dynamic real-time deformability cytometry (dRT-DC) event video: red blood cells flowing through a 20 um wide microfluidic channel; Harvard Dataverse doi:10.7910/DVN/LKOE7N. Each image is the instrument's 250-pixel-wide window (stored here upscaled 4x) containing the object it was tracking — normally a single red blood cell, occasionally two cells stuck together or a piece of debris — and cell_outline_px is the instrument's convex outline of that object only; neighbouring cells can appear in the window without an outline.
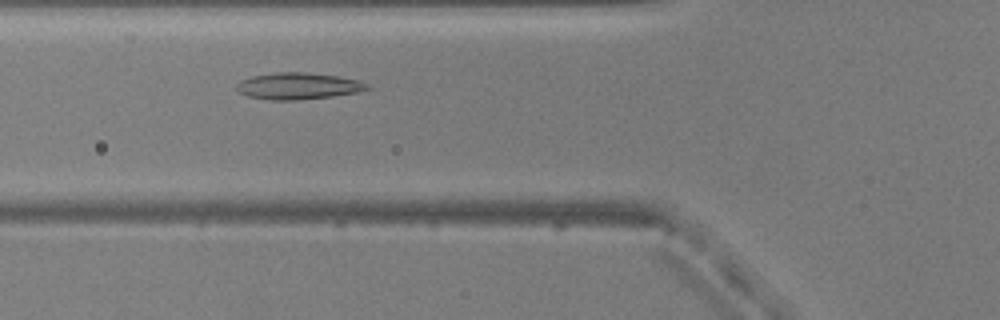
{"species": "common noctule bat (a hibernating species)", "species_latin": "Nyctalus noctula", "temperature_condition": "warm", "stored_images_in_passage": 38, "camera_frame_rate_fps": 3000, "um_per_image_px": 0.085, "animal": {"sex": "male", "body_mass_g": 20.5, "forearm_length_mm": 52.5}, "frame": {"image": 1, "passage_image": 12, "time_ms": 3.667, "image_size_px": [1000, 320], "cell_outline_px": [[372, 88], [356, 92], [332, 96], [300, 100], [272, 100], [248, 96], [240, 92], [236, 88], [236, 84], [240, 80], [252, 76], [276, 72], [308, 72], [336, 76], [356, 80], [368, 84]], "centroid_in_image_um": [25.32, 7.31], "position_along_channel_um": 100.5, "area_um2": 20.17}}
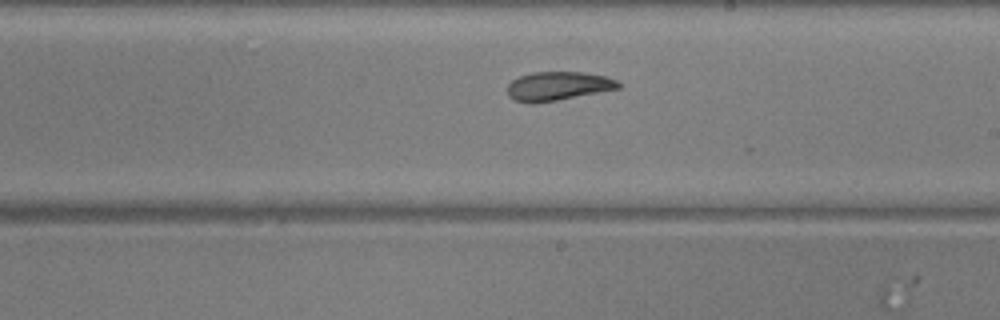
{"frame": {"image": 2, "passage_image": 23, "time_ms": 7.333, "image_size_px": [1000, 320], "cell_outline_px": [[620, 88], [556, 100], [532, 104], [512, 100], [508, 96], [508, 84], [512, 80], [520, 76], [532, 72], [584, 72], [604, 76], [616, 80], [620, 84]], "centroid_in_image_um": [47.38, 7.32], "position_along_channel_um": 241.6, "area_um2": 18.55}}
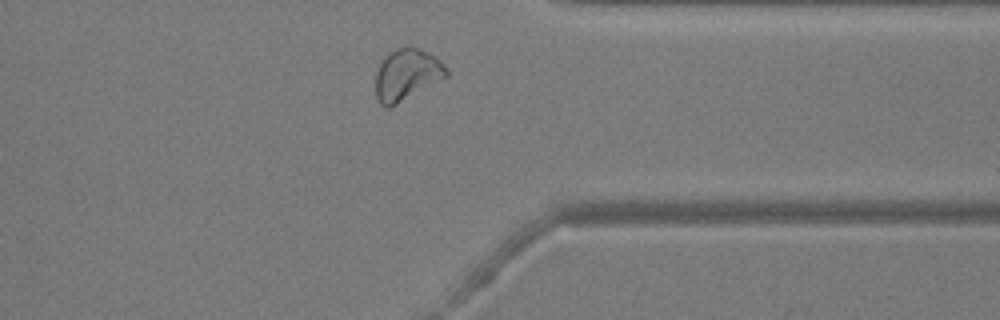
{"frame": {"image": 3, "passage_image": 34, "time_ms": 11.0, "image_size_px": [1000, 320], "cell_outline_px": [[448, 76], [396, 104], [388, 108], [384, 108], [380, 104], [376, 96], [376, 72], [380, 60], [388, 52], [396, 48], [408, 44], [420, 48], [428, 52], [440, 60], [448, 68]], "centroid_in_image_um": [34.56, 6.3], "position_along_channel_um": 376.8, "area_um2": 21.56}, "authors_computed_cell_mechanics": {"area_um2": 19.6809, "velocity_mm_per_s": 3.8294, "shape_relaxation_time_tau1_ms": 7.4016, "shape_relaxation_time_tau2_ms": 3.1317, "deformation_change_tau1": 0.1384, "deformation_change_tau2": 0.0933}}